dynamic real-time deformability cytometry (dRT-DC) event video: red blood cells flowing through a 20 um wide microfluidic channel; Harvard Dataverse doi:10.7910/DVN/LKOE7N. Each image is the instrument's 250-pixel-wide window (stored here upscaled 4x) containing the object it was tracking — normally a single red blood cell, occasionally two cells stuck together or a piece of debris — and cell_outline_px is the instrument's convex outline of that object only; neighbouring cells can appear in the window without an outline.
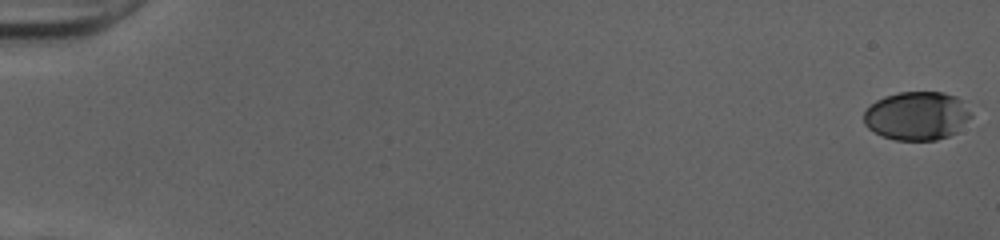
{"species": "human", "species_latin": "Homo sapiens", "temperature_condition": "cold", "stored_images_in_passage": 53, "camera_frame_rate_fps": 3000, "um_per_image_px": 0.085, "donor": {"sex": "female"}, "frame": {"image": 1, "passage_image": 1, "time_ms": 0.0, "image_size_px": [1000, 240], "cell_outline_px": [[972, 116], [956, 132], [948, 136], [936, 140], [896, 140], [884, 136], [868, 128], [864, 124], [864, 112], [876, 100], [884, 96], [900, 92], [944, 92], [968, 100], [972, 112]], "centroid_in_image_um": [78.01, 9.82], "position_along_channel_um": 7.0, "area_um2": 30.69}}
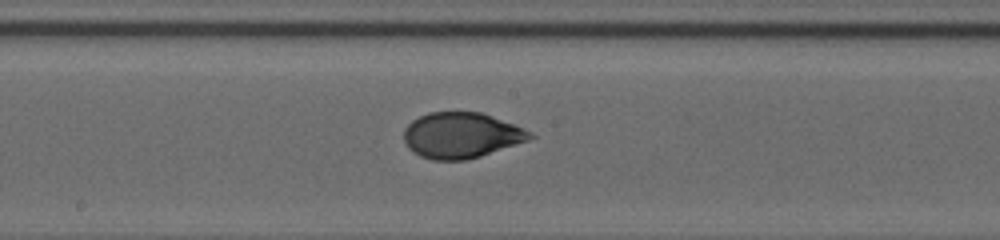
{"frame": {"image": 2, "passage_image": 30, "time_ms": 9.667, "image_size_px": [1000, 240], "cell_outline_px": [[536, 136], [528, 140], [480, 156], [464, 160], [432, 160], [420, 156], [408, 148], [404, 140], [404, 128], [412, 120], [428, 112], [480, 112], [524, 128], [532, 132]], "centroid_in_image_um": [39.19, 11.5], "position_along_channel_um": 209.0, "area_um2": 33.41}}
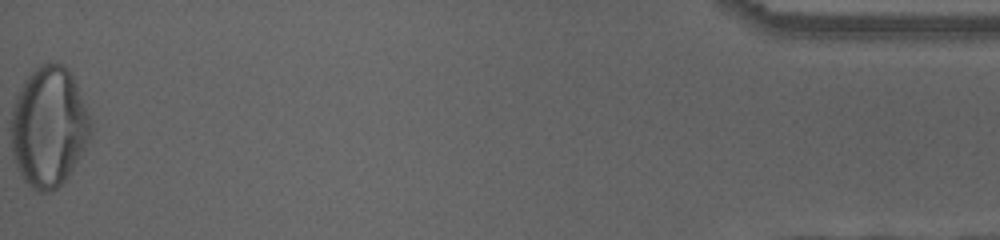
{"frame": {"image": 3, "passage_image": 53, "time_ms": 17.333, "image_size_px": [1000, 240], "cell_outline_px": [[92, 136], [68, 176], [56, 188], [48, 192], [40, 192], [32, 188], [24, 180], [12, 156], [12, 108], [16, 96], [24, 80], [40, 64], [64, 64], [72, 72], [92, 120]], "centroid_in_image_um": [4.18, 10.76], "position_along_channel_um": 431.0, "area_um2": 55.83}, "authors_computed_cell_mechanics": {"area_um2": 33.4662, "velocity_mm_per_s": 4.0344, "shape_relaxation_time_tau1_ms": 3.8433, "shape_relaxation_time_tau2_ms": null, "deformation_change_tau1": 0.1639, "deformation_change_tau2": null}}